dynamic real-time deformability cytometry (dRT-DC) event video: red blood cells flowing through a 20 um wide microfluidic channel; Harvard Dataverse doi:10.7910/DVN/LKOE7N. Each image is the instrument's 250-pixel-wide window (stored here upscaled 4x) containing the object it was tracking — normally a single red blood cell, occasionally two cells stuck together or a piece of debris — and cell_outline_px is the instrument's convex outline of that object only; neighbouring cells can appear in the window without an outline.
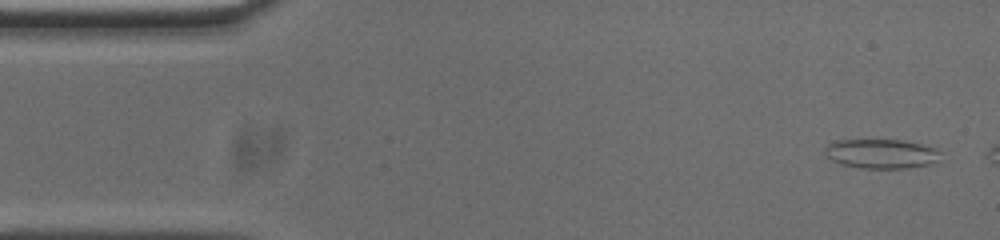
{"species": "common noctule bat (a hibernating species)", "species_latin": "Nyctalus noctula", "temperature_condition": "cold", "stored_images_in_passage": 49, "camera_frame_rate_fps": 3000, "um_per_image_px": 0.085, "animal": {"sex": "male", "body_mass_g": 20.0, "forearm_length_mm": 53.3}, "frame": {"image": 1, "passage_image": 2, "time_ms": 0.333, "image_size_px": [1000, 240], "cell_outline_px": [[940, 160], [932, 164], [908, 168], [860, 168], [840, 164], [832, 160], [824, 152], [824, 148], [832, 140], [904, 140], [936, 148], [940, 152]], "centroid_in_image_um": [74.92, 13.07], "position_along_channel_um": 10.1, "area_um2": 20.0}}
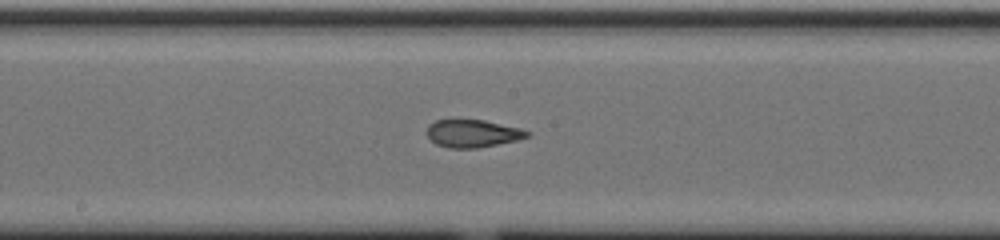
{"frame": {"image": 2, "passage_image": 26, "time_ms": 8.333, "image_size_px": [1000, 240], "cell_outline_px": [[532, 132], [528, 136], [516, 140], [476, 148], [448, 148], [436, 144], [428, 136], [428, 124], [436, 120], [484, 120], [520, 128]], "centroid_in_image_um": [40.17, 11.34], "position_along_channel_um": 208.0, "area_um2": 15.95}}
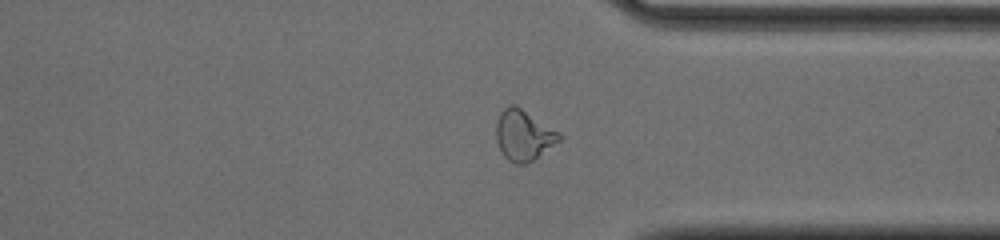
{"frame": {"image": 3, "passage_image": 39, "time_ms": 12.667, "image_size_px": [1000, 240], "cell_outline_px": [[564, 136], [560, 140], [532, 160], [524, 164], [516, 164], [508, 160], [504, 156], [496, 140], [496, 124], [500, 112], [508, 104], [516, 104], [560, 132]], "centroid_in_image_um": [44.5, 11.46], "position_along_channel_um": 366.9, "area_um2": 18.61}, "authors_computed_cell_mechanics": {"area_um2": 17.629, "velocity_mm_per_s": 3.7457, "shape_relaxation_time_tau1_ms": 10.5499, "shape_relaxation_time_tau2_ms": 1.6689, "deformation_change_tau1": 0.245, "deformation_change_tau2": 0.0925}}